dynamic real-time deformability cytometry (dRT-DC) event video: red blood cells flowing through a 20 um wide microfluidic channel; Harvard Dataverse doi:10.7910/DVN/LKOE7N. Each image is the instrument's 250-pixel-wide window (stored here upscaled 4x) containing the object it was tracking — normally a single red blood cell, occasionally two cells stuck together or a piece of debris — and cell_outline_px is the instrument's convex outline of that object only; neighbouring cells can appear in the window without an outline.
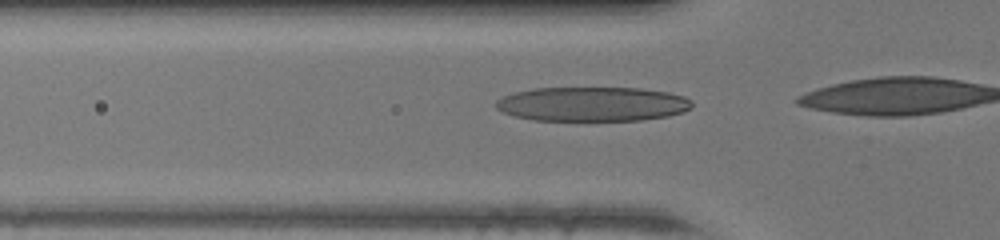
{"species": "human", "species_latin": "Homo sapiens", "temperature_condition": "warm", "stored_images_in_passage": 13, "camera_frame_rate_fps": 3000, "um_per_image_px": 0.085, "donor": {"sex": "female"}, "frame": {"image": 1, "passage_image": 11, "time_ms": 3.333, "image_size_px": [1000, 240], "cell_outline_px": [[692, 108], [684, 112], [668, 116], [640, 120], [532, 120], [516, 116], [504, 112], [496, 108], [496, 100], [512, 92], [532, 88], [640, 88], [668, 92], [684, 96], [692, 100]], "centroid_in_image_um": [50.37, 8.84], "position_along_channel_um": 75.4, "area_um2": 39.42}}